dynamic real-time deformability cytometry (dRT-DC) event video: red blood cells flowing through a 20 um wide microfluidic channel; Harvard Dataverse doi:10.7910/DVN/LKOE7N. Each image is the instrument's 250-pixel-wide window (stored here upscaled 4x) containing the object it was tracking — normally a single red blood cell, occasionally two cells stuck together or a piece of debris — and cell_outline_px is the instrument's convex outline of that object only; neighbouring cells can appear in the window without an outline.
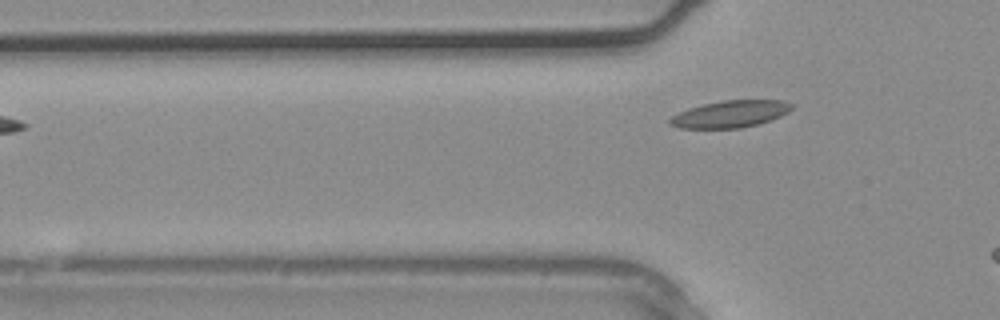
{"species": "common noctule bat (a hibernating species)", "species_latin": "Nyctalus noctula", "temperature_condition": "warm", "stored_images_in_passage": 3, "camera_frame_rate_fps": 3000, "um_per_image_px": 0.085, "animal": {"sex": "male", "body_mass_g": 20.4}, "frame": {"image": 1, "passage_image": 3, "time_ms": 0.667, "image_size_px": [1000, 320], "cell_outline_px": [[792, 108], [788, 112], [780, 116], [760, 124], [740, 128], [680, 128], [668, 124], [668, 120], [672, 116], [688, 108], [704, 104], [724, 100], [784, 100], [792, 104]], "centroid_in_image_um": [62.07, 9.69], "position_along_channel_um": 63.7, "area_um2": 19.13}}